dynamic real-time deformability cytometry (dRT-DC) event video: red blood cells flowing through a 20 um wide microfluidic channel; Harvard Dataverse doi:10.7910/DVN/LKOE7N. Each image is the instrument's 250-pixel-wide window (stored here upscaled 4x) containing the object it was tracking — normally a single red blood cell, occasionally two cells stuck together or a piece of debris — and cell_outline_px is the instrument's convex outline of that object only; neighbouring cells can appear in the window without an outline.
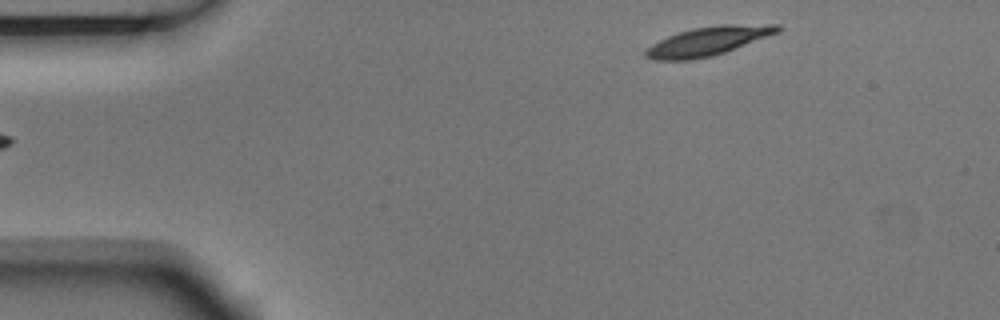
{"species": "Egyptian fruit bat (a non-hibernating species)", "species_latin": "Rousettus aegyptiacus", "temperature_condition": "room temperature", "stored_images_in_passage": 4, "segment_of_instrument_passage": [2, 2], "camera_frame_rate_fps": 3000, "um_per_image_px": 0.085, "animal": {"sex": "male"}, "frame": {"image": 1, "passage_image": 4, "time_ms": 1.0, "image_size_px": [1000, 320], "cell_outline_px": [[780, 32], [724, 52], [712, 56], [692, 60], [652, 60], [644, 56], [644, 52], [652, 44], [668, 36], [692, 28], [720, 24], [780, 24]], "centroid_in_image_um": [60.19, 3.49], "position_along_channel_um": 24.8, "area_um2": 22.14}}